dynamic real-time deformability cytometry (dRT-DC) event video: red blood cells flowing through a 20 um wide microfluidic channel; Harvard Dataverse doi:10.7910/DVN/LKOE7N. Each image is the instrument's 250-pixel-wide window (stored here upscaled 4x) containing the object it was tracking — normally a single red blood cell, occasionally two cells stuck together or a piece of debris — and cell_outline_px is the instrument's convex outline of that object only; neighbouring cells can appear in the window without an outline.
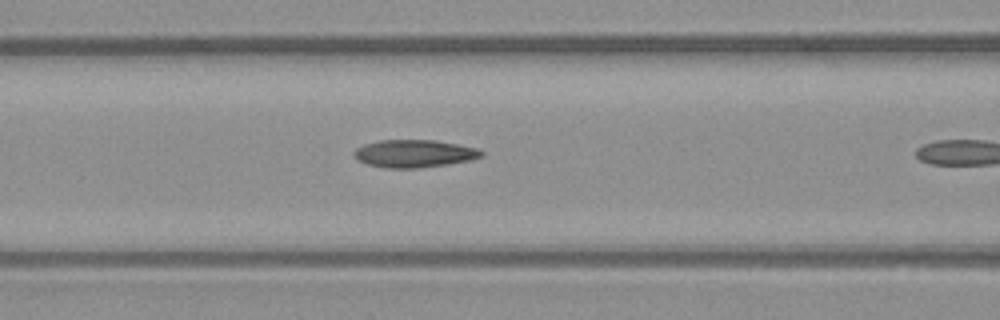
{"species": "common noctule bat (a hibernating species)", "species_latin": "Nyctalus noctula", "temperature_condition": "warm", "stored_images_in_passage": 10, "camera_frame_rate_fps": 3000, "um_per_image_px": 0.085, "animal": {"sex": "male", "body_mass_g": 23.1, "forearm_length_mm": 52.7}, "frame": {"image": 1, "passage_image": 9, "time_ms": 2.667, "image_size_px": [1000, 320], "cell_outline_px": [[484, 156], [472, 160], [420, 168], [384, 168], [368, 164], [356, 160], [352, 156], [352, 152], [356, 148], [364, 144], [380, 140], [436, 140], [476, 148], [484, 152]], "centroid_in_image_um": [35.17, 13.06], "position_along_channel_um": 131.4, "area_um2": 20.69}}